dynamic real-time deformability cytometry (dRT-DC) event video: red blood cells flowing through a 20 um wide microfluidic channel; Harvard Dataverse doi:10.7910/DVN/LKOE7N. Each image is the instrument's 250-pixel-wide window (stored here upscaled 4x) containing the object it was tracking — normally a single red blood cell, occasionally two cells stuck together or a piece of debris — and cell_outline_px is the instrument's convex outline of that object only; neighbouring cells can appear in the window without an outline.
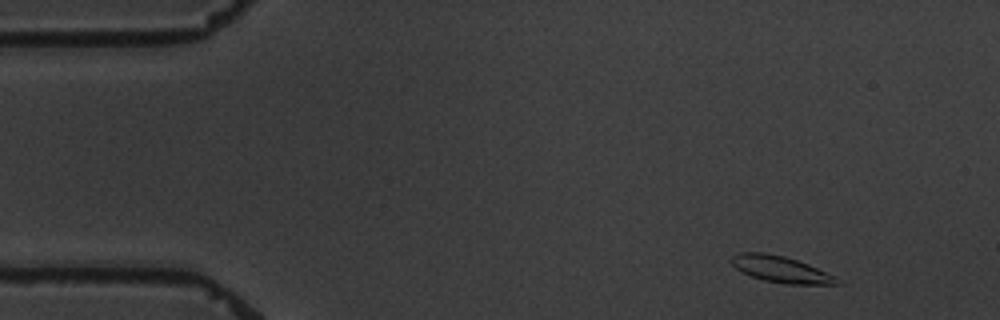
{"species": "common noctule bat (a hibernating species)", "species_latin": "Nyctalus noctula", "temperature_condition": "warm", "stored_images_in_passage": 4, "camera_frame_rate_fps": 3000, "um_per_image_px": 0.085, "animal": {"sex": "male", "body_mass_g": 19.5, "forearm_length_mm": 54.6}, "frame": {"image": 1, "passage_image": 1, "time_ms": 0.0, "image_size_px": [1000, 320], "cell_outline_px": [[840, 284], [788, 284], [764, 280], [752, 276], [736, 268], [728, 260], [732, 256], [740, 252], [764, 252], [784, 256], [808, 264], [840, 280]], "centroid_in_image_um": [66.31, 22.87], "position_along_channel_um": 18.7, "area_um2": 15.9}}